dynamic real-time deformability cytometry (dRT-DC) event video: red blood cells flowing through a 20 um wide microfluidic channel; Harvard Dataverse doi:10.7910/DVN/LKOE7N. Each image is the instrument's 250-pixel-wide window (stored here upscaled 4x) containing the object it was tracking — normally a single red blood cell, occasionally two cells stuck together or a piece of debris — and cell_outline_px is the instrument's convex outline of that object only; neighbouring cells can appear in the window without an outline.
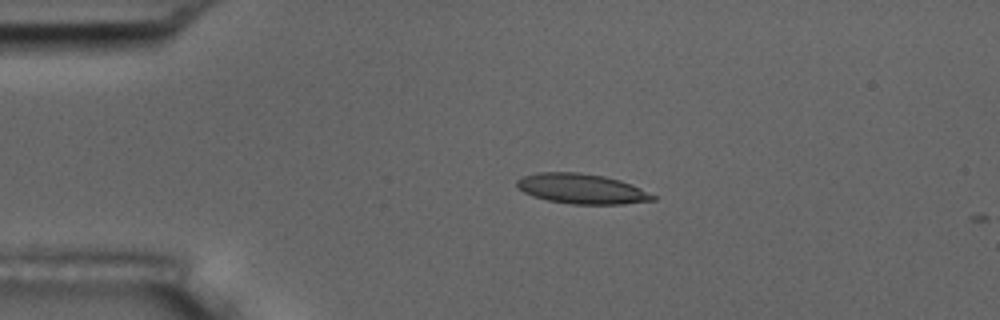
{"species": "common noctule bat (a hibernating species)", "species_latin": "Nyctalus noctula", "temperature_condition": "room temperature", "stored_images_in_passage": 3, "camera_frame_rate_fps": 3000, "um_per_image_px": 0.085, "animal": {"sex": "male", "body_mass_g": 17.5, "forearm_length_mm": 52.3}, "frame": {"image": 1, "passage_image": 1, "time_ms": 0.0, "image_size_px": [1000, 320], "cell_outline_px": [[656, 200], [624, 204], [572, 204], [548, 200], [532, 196], [516, 188], [516, 180], [520, 176], [540, 172], [580, 172], [604, 176], [620, 180], [632, 184], [656, 196]], "centroid_in_image_um": [49.42, 16.04], "position_along_channel_um": 35.6, "area_um2": 23.99}}